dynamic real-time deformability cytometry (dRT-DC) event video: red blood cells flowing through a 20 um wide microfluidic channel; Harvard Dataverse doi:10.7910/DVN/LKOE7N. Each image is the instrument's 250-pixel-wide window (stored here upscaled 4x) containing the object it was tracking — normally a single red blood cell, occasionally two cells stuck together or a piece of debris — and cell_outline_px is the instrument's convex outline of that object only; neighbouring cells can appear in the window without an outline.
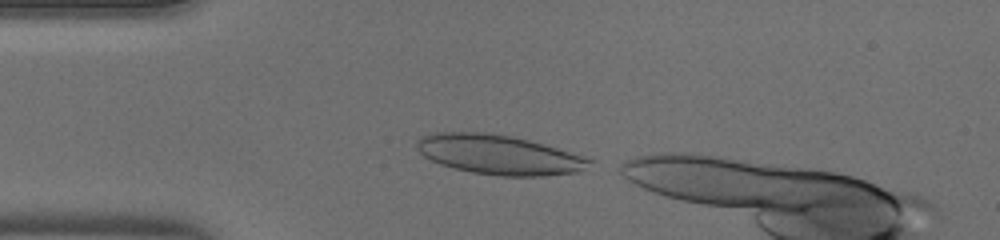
{"species": "human", "species_latin": "Homo sapiens", "temperature_condition": "warm", "stored_images_in_passage": 28, "camera_frame_rate_fps": 3000, "um_per_image_px": 0.085, "donor": {"sex": "male"}, "frame": {"image": 1, "passage_image": 1, "time_ms": 0.0, "image_size_px": [1000, 240], "cell_outline_px": [[596, 160], [584, 168], [576, 172], [544, 176], [500, 176], [472, 172], [452, 168], [440, 164], [424, 156], [416, 148], [416, 140], [420, 136], [432, 132], [484, 132], [512, 136], [528, 140], [556, 148]], "centroid_in_image_um": [42.35, 13.14], "position_along_channel_um": 42.7, "area_um2": 39.77}}
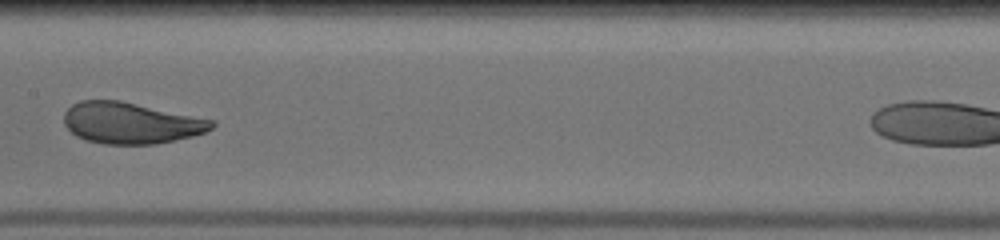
{"frame": {"image": 2, "passage_image": 13, "time_ms": 4.0, "image_size_px": [1000, 240], "cell_outline_px": [[216, 124], [212, 128], [204, 132], [192, 136], [156, 144], [104, 144], [84, 140], [76, 136], [64, 124], [64, 112], [72, 104], [80, 100], [120, 100], [216, 120]], "centroid_in_image_um": [11.12, 10.45], "position_along_channel_um": 196.3, "area_um2": 35.72}}
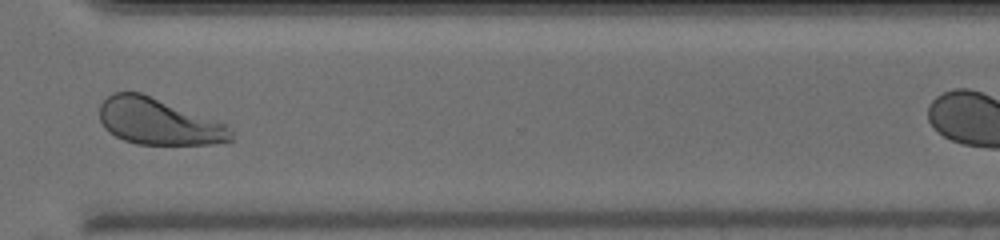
{"frame": {"image": 3, "passage_image": 24, "time_ms": 7.667, "image_size_px": [1000, 240], "cell_outline_px": [[236, 140], [212, 144], [136, 144], [124, 140], [108, 132], [104, 128], [100, 120], [100, 104], [112, 92], [140, 92], [228, 124]], "centroid_in_image_um": [13.5, 10.34], "position_along_channel_um": 357.1, "area_um2": 35.66}}